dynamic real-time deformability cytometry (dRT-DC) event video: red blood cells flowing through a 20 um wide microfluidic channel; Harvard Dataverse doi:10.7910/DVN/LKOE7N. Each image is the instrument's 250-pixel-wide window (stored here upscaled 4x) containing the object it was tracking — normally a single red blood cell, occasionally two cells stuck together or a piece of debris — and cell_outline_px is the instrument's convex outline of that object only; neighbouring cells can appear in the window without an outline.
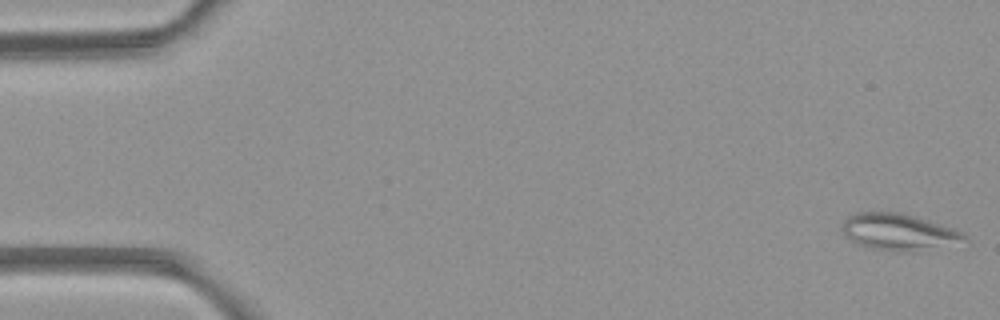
{"species": "common noctule bat (a hibernating species)", "species_latin": "Nyctalus noctula", "temperature_condition": "room temperature", "stored_images_in_passage": 6, "camera_frame_rate_fps": 3000, "um_per_image_px": 0.085, "animal": {"sex": "female", "body_mass_g": 21.9}, "frame": {"image": 1, "passage_image": 1, "time_ms": 0.0, "image_size_px": [1000, 320], "cell_outline_px": [[968, 240], [912, 252], [900, 252], [872, 248], [860, 244], [844, 236], [840, 228], [844, 220], [848, 216], [856, 212], [900, 212], [952, 228], [964, 232], [968, 236]], "centroid_in_image_um": [76.35, 19.71], "position_along_channel_um": 8.7, "area_um2": 25.84}}